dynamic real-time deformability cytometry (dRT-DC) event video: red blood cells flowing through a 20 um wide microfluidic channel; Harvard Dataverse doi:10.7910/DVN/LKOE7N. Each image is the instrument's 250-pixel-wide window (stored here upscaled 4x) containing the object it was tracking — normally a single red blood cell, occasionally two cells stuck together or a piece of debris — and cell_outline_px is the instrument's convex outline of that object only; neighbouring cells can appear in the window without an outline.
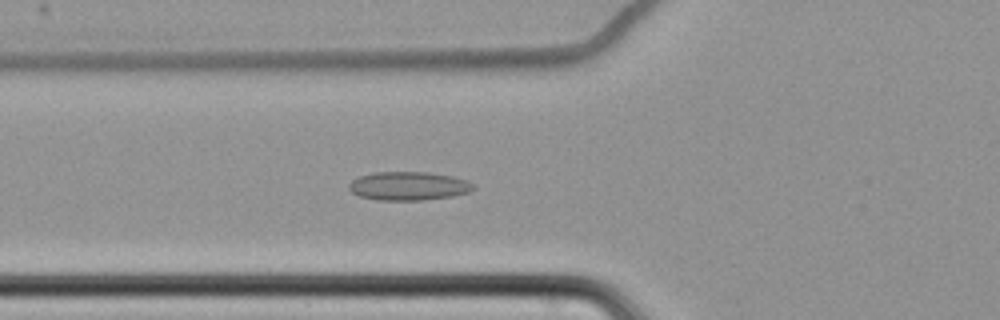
{"species": "common noctule bat (a hibernating species)", "species_latin": "Nyctalus noctula", "temperature_condition": "cold", "stored_images_in_passage": 65, "camera_frame_rate_fps": 3000, "um_per_image_px": 0.085, "animal": {"sex": "female", "body_mass_g": 22.7, "forearm_length_mm": 54.2}, "frame": {"image": 1, "passage_image": 28, "time_ms": 9.0, "image_size_px": [1000, 320], "cell_outline_px": [[476, 188], [468, 192], [452, 196], [424, 200], [376, 200], [360, 196], [352, 192], [348, 188], [348, 184], [352, 180], [360, 176], [372, 172], [428, 172], [452, 176], [468, 180]], "centroid_in_image_um": [34.72, 15.8], "position_along_channel_um": 91.1, "area_um2": 20.81}}
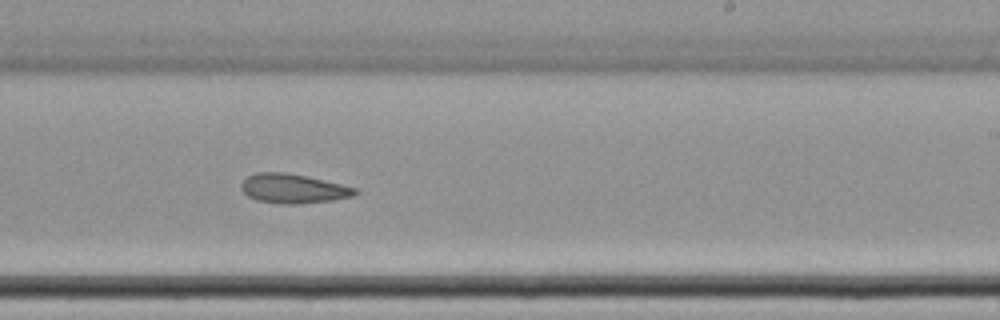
{"frame": {"image": 2, "passage_image": 43, "time_ms": 14.0, "image_size_px": [1000, 320], "cell_outline_px": [[360, 192], [352, 196], [332, 200], [300, 204], [284, 204], [256, 200], [248, 196], [240, 188], [240, 184], [248, 176], [256, 172], [284, 172], [304, 176], [340, 184], [356, 188]], "centroid_in_image_um": [24.89, 16.03], "position_along_channel_um": 264.1, "area_um2": 19.31}}
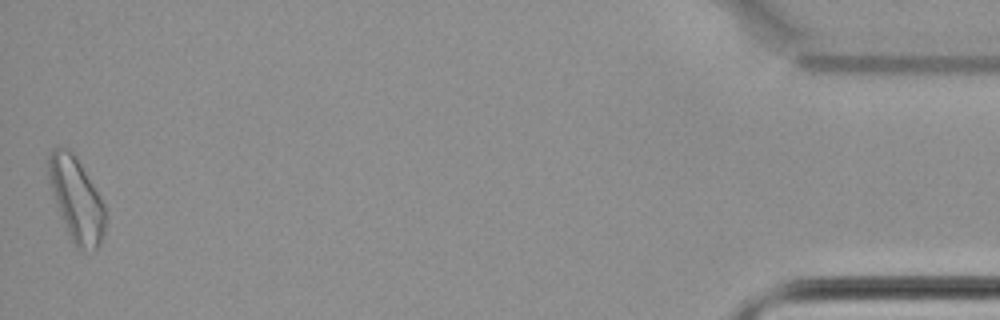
{"frame": {"image": 3, "passage_image": 65, "time_ms": 21.333, "image_size_px": [1000, 320], "cell_outline_px": [[104, 236], [100, 244], [96, 248], [76, 248], [68, 232], [56, 204], [48, 180], [48, 156], [52, 148], [68, 148], [76, 156], [104, 204]], "centroid_in_image_um": [6.47, 16.91], "position_along_channel_um": 428.7, "area_um2": 27.05}}